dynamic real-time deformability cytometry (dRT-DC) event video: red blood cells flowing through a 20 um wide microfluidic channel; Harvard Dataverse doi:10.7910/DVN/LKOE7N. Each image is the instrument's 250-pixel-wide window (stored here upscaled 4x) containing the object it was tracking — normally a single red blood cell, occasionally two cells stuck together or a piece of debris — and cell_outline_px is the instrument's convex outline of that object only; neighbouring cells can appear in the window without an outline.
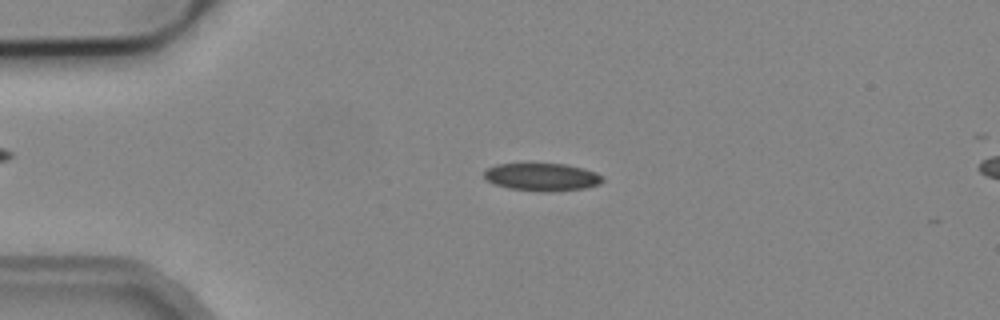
{"species": "common noctule bat (a hibernating species)", "species_latin": "Nyctalus noctula", "temperature_condition": "cold", "stored_images_in_passage": 50, "camera_frame_rate_fps": 3000, "um_per_image_px": 0.085, "animal": {"sex": "male", "body_mass_g": 19.2, "forearm_length_mm": 51.8}, "frame": {"image": 1, "passage_image": 10, "time_ms": 3.0, "image_size_px": [1000, 320], "cell_outline_px": [[604, 180], [600, 184], [584, 188], [548, 192], [536, 192], [508, 188], [492, 184], [484, 180], [484, 172], [488, 168], [496, 164], [564, 164], [584, 168], [596, 172], [604, 176]], "centroid_in_image_um": [46.06, 15.06], "position_along_channel_um": 38.9, "area_um2": 19.42}}
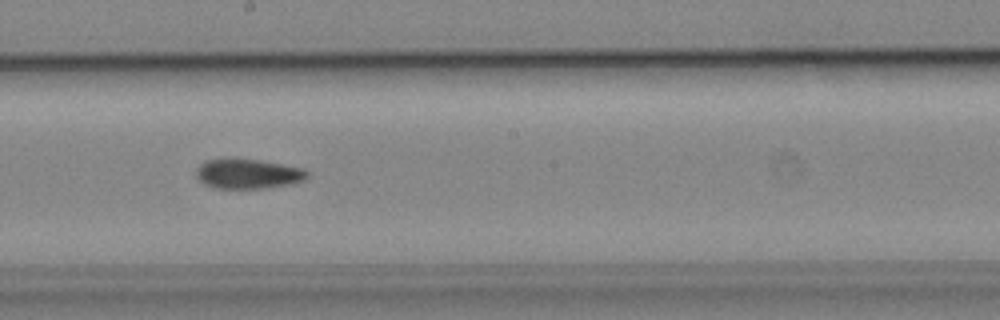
{"frame": {"image": 2, "passage_image": 27, "time_ms": 8.667, "image_size_px": [1000, 320], "cell_outline_px": [[308, 176], [304, 180], [288, 184], [264, 188], [216, 188], [204, 184], [196, 176], [196, 168], [204, 160], [224, 156], [260, 160], [304, 168], [308, 172]], "centroid_in_image_um": [21.02, 14.73], "position_along_channel_um": 227.2, "area_um2": 19.71}}
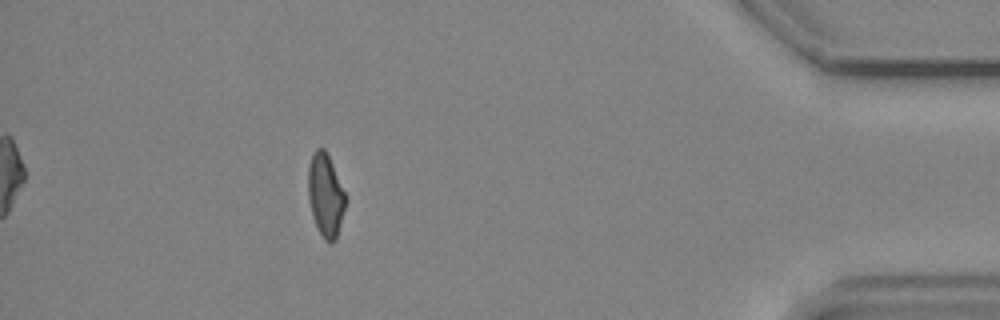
{"frame": {"image": 3, "passage_image": 45, "time_ms": 14.667, "image_size_px": [1000, 320], "cell_outline_px": [[344, 208], [336, 240], [332, 244], [324, 240], [312, 216], [308, 196], [308, 164], [312, 152], [316, 148], [324, 148], [332, 164], [344, 192]], "centroid_in_image_um": [27.63, 16.58], "position_along_channel_um": 407.6, "area_um2": 17.74}, "authors_computed_cell_mechanics": {"area_um2": 19.2185, "velocity_mm_per_s": 3.8822, "shape_relaxation_time_tau1_ms": 7.0056, "shape_relaxation_time_tau2_ms": 4.2013, "deformation_change_tau1": 0.1547, "deformation_change_tau2": 0.1055}}